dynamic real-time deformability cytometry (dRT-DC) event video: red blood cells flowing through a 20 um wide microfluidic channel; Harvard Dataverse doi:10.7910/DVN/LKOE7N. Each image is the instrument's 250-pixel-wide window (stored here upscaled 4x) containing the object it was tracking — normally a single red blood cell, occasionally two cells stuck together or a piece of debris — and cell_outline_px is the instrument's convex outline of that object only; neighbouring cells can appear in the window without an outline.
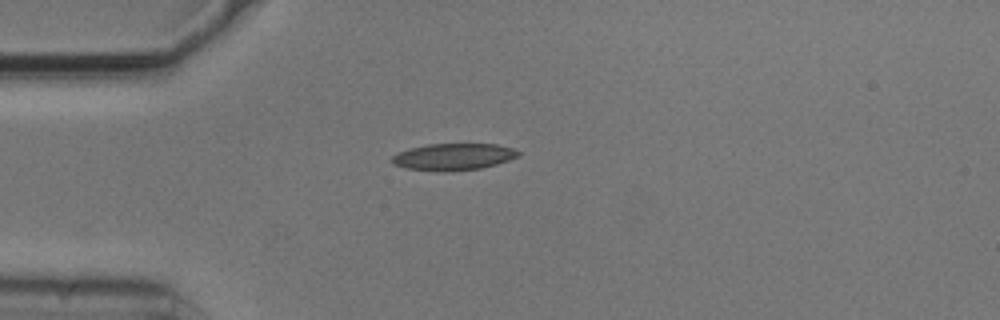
{"species": "common noctule bat (a hibernating species)", "species_latin": "Nyctalus noctula", "temperature_condition": "cold", "stored_images_in_passage": 1, "camera_frame_rate_fps": 3000, "um_per_image_px": 0.085, "animal": {"sex": "male", "body_mass_g": 20.5, "forearm_length_mm": 52.5}, "frame": {"image": 1, "passage_image": 1, "time_ms": 0.0, "image_size_px": [1000, 320], "cell_outline_px": [[520, 156], [496, 164], [480, 168], [444, 172], [408, 168], [392, 164], [392, 156], [396, 152], [428, 144], [496, 144], [512, 148], [520, 152]], "centroid_in_image_um": [38.54, 13.32], "position_along_channel_um": 46.5, "area_um2": 19.59}}